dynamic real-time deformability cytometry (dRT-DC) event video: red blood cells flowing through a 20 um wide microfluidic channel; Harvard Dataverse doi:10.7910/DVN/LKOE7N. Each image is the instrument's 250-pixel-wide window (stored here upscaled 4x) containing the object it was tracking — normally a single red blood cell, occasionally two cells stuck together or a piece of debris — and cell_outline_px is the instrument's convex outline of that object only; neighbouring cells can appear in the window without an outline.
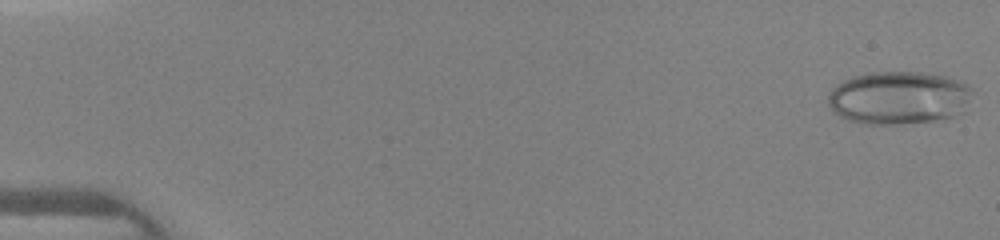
{"species": "human", "species_latin": "Homo sapiens", "temperature_condition": "warm", "stored_images_in_passage": 46, "camera_frame_rate_fps": 3000, "um_per_image_px": 0.085, "donor": {"sex": "female"}, "frame": {"image": 1, "passage_image": 1, "time_ms": 0.0, "image_size_px": [1000, 240], "cell_outline_px": [[972, 92], [964, 112], [952, 116], [932, 120], [896, 124], [864, 124], [840, 116], [832, 112], [828, 104], [828, 96], [832, 88], [844, 80], [852, 76], [872, 72], [920, 72], [944, 76], [968, 84], [972, 88]], "centroid_in_image_um": [76.37, 8.3], "position_along_channel_um": 8.6, "area_um2": 44.45}}
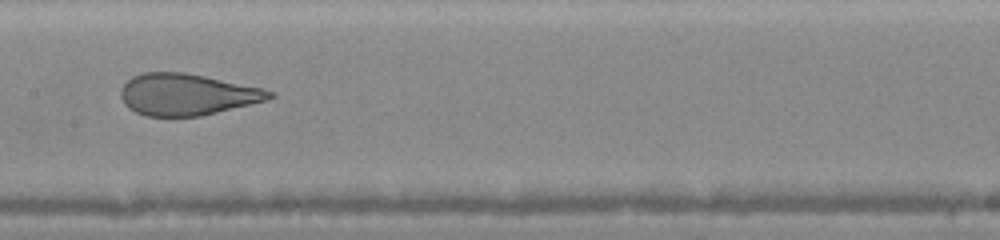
{"frame": {"image": 2, "passage_image": 24, "time_ms": 7.667, "image_size_px": [1000, 240], "cell_outline_px": [[276, 96], [264, 100], [200, 116], [144, 116], [128, 108], [124, 104], [120, 96], [120, 88], [132, 76], [144, 72], [184, 72], [264, 88], [272, 92]], "centroid_in_image_um": [15.83, 8.02], "position_along_channel_um": 191.6, "area_um2": 35.78}}
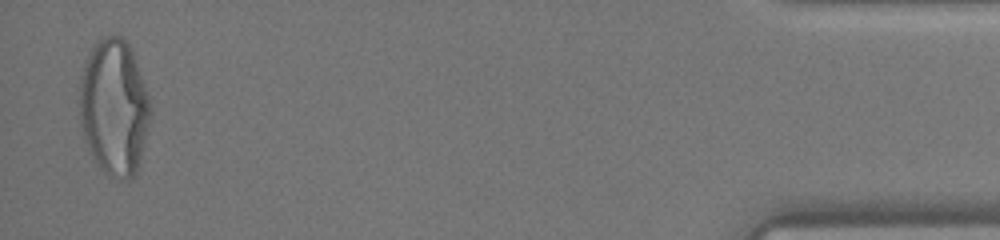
{"frame": {"image": 3, "passage_image": 45, "time_ms": 14.667, "image_size_px": [1000, 240], "cell_outline_px": [[152, 112], [144, 144], [136, 172], [128, 180], [124, 180], [104, 172], [100, 168], [88, 152], [80, 124], [80, 72], [84, 60], [92, 48], [104, 36], [120, 36], [128, 44], [132, 52], [140, 72], [152, 104]], "centroid_in_image_um": [9.69, 9.13], "position_along_channel_um": 425.5, "area_um2": 56.36}}